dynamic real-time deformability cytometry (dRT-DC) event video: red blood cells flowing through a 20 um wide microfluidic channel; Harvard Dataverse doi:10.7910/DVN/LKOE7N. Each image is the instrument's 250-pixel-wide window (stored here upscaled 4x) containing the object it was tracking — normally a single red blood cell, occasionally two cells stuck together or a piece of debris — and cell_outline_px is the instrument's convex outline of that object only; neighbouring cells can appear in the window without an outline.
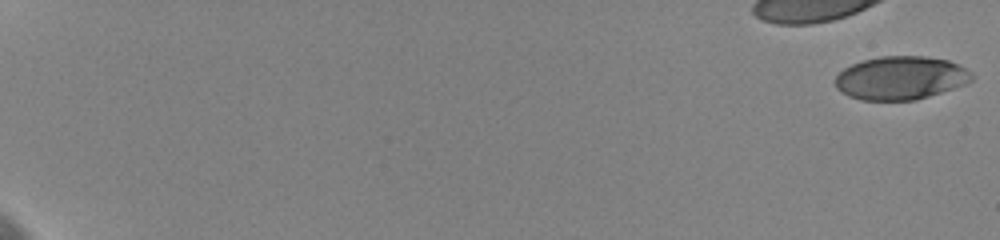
{"species": "human", "species_latin": "Homo sapiens", "temperature_condition": "cold", "stored_images_in_passage": 30, "camera_frame_rate_fps": 3000, "um_per_image_px": 0.085, "donor": {"sex": "female"}, "frame": {"image": 1, "passage_image": 1, "time_ms": 0.0, "image_size_px": [1000, 240], "cell_outline_px": [[972, 80], [968, 84], [916, 100], [860, 100], [848, 96], [840, 92], [836, 88], [836, 76], [844, 68], [852, 64], [864, 60], [880, 56], [924, 56], [948, 60], [972, 72]], "centroid_in_image_um": [76.56, 6.63], "position_along_channel_um": 8.4, "area_um2": 34.56}}
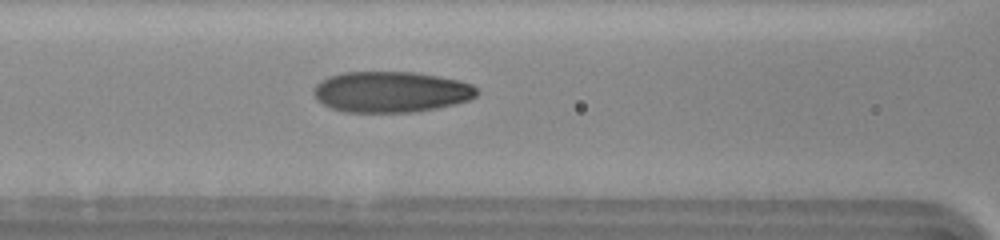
{"frame": {"image": 2, "passage_image": 22, "time_ms": 9.667, "image_size_px": [1000, 240], "cell_outline_px": [[480, 92], [476, 96], [468, 100], [456, 104], [436, 108], [412, 112], [344, 112], [332, 108], [316, 100], [312, 92], [312, 88], [320, 80], [328, 76], [344, 72], [416, 72], [460, 80], [472, 84]], "centroid_in_image_um": [33.22, 7.8], "position_along_channel_um": 133.4, "area_um2": 39.25}}
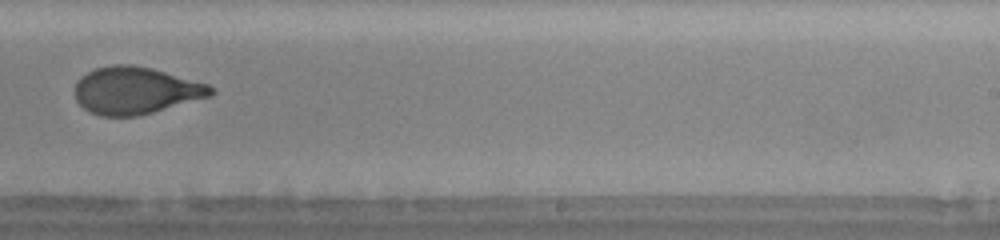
{"frame": {"image": 3, "passage_image": 29, "time_ms": 13.667, "image_size_px": [1000, 240], "cell_outline_px": [[216, 92], [212, 96], [152, 112], [136, 116], [100, 116], [84, 108], [76, 100], [76, 80], [80, 76], [96, 68], [112, 64], [132, 64], [152, 68], [208, 84], [216, 88]], "centroid_in_image_um": [11.55, 7.68], "position_along_channel_um": 277.5, "area_um2": 37.4}}